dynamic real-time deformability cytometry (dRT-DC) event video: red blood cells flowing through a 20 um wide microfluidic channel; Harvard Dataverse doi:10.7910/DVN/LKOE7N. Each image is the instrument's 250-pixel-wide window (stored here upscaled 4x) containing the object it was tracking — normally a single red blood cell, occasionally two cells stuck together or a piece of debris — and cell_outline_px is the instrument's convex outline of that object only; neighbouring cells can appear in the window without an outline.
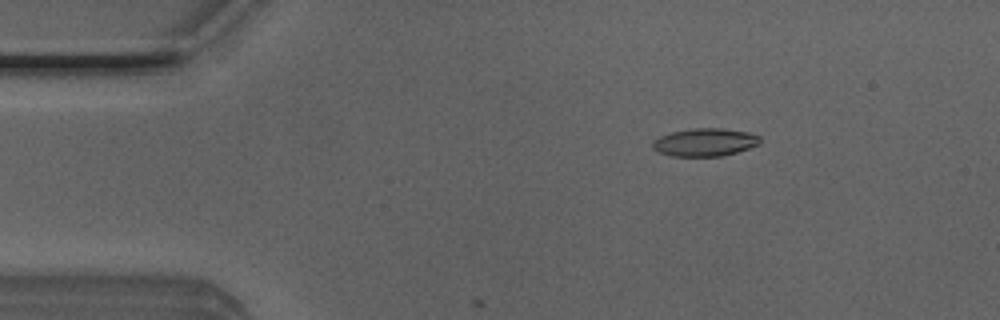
{"species": "Egyptian fruit bat (a non-hibernating species)", "species_latin": "Rousettus aegyptiacus", "temperature_condition": "room temperature", "stored_images_in_passage": 11, "camera_frame_rate_fps": 3000, "um_per_image_px": 0.085, "animal": {"sex": "male"}, "frame": {"image": 1, "passage_image": 8, "time_ms": 2.333, "image_size_px": [1000, 320], "cell_outline_px": [[760, 144], [736, 152], [720, 156], [672, 156], [660, 152], [652, 148], [652, 140], [660, 136], [672, 132], [692, 128], [724, 128], [748, 132], [760, 136]], "centroid_in_image_um": [59.91, 12.08], "position_along_channel_um": 25.1, "area_um2": 17.46}}